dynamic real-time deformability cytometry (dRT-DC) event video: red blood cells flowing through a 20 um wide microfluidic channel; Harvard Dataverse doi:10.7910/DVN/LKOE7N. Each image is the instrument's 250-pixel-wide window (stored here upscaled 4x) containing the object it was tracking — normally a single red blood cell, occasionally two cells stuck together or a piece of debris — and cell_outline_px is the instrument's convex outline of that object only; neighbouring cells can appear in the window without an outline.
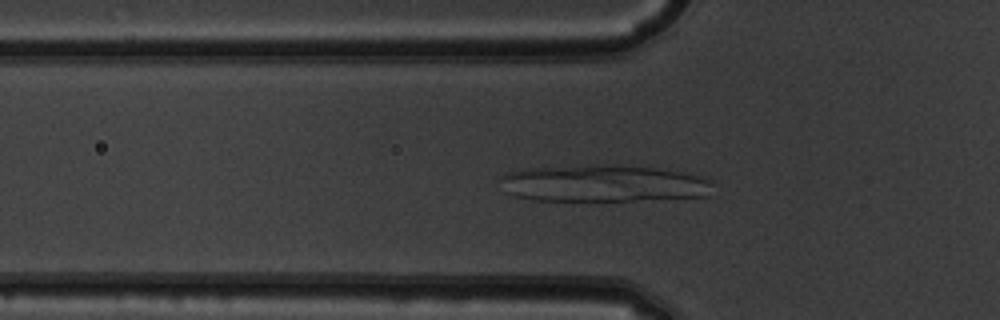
{"species": "common noctule bat (a hibernating species)", "species_latin": "Nyctalus noctula", "temperature_condition": "warm", "stored_images_in_passage": 45, "camera_frame_rate_fps": 3000, "um_per_image_px": 0.085, "animal": {"sex": "male", "body_mass_g": 19.5, "forearm_length_mm": 54.6}, "frame": {"image": 1, "passage_image": 12, "time_ms": 3.667, "image_size_px": [1000, 320], "cell_outline_px": [[712, 196], [632, 200], [532, 200], [516, 196], [508, 192], [500, 176], [508, 172], [532, 168], [592, 164], [604, 164], [656, 168], [704, 176], [712, 184]], "centroid_in_image_um": [51.35, 15.58], "position_along_channel_um": 74.4, "area_um2": 45.55}}
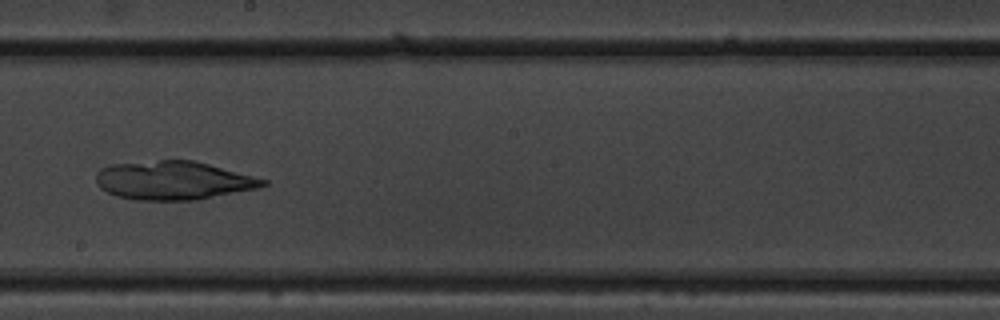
{"frame": {"image": 2, "passage_image": 24, "time_ms": 7.667, "image_size_px": [1000, 320], "cell_outline_px": [[268, 184], [260, 188], [196, 200], [136, 200], [116, 196], [100, 188], [96, 184], [96, 172], [100, 168], [108, 164], [160, 160], [192, 160], [208, 164], [268, 180]], "centroid_in_image_um": [14.7, 15.34], "position_along_channel_um": 233.5, "area_um2": 37.69}}
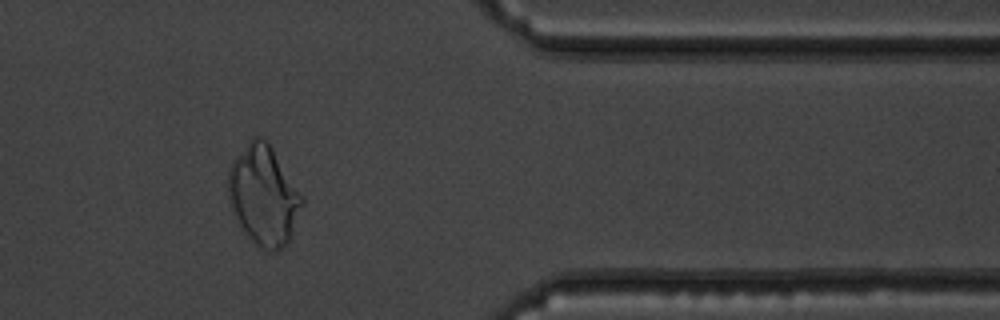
{"frame": {"image": 3, "passage_image": 37, "time_ms": 12.0, "image_size_px": [1000, 320], "cell_outline_px": [[304, 204], [288, 240], [276, 252], [268, 252], [260, 248], [244, 232], [232, 208], [228, 196], [228, 168], [232, 160], [252, 136], [260, 136], [268, 140], [304, 196]], "centroid_in_image_um": [22.42, 16.56], "position_along_channel_um": 389.0, "area_um2": 43.0}}